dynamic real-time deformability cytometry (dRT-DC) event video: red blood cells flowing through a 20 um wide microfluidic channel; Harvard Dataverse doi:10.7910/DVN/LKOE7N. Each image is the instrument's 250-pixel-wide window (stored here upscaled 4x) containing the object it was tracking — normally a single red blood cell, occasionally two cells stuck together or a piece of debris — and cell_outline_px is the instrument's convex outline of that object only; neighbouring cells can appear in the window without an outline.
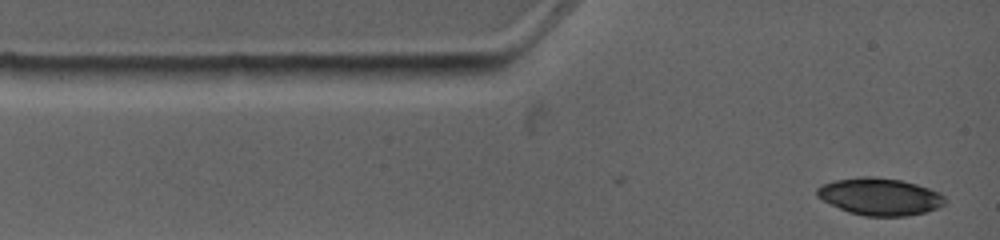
{"species": "common noctule bat (a hibernating species)", "species_latin": "Nyctalus noctula", "temperature_condition": "warm", "stored_images_in_passage": 2, "camera_frame_rate_fps": 4500, "um_per_image_px": 0.085, "animal": {"sex": "female", "body_mass_g": 19.0, "forearm_length_mm": 53.3}, "frame": {"image": 1, "passage_image": 2, "time_ms": 0.667, "image_size_px": [1000, 240], "cell_outline_px": [[944, 204], [936, 208], [924, 212], [908, 216], [864, 216], [848, 212], [816, 196], [816, 188], [820, 184], [832, 180], [860, 176], [876, 176], [900, 180], [916, 184], [940, 192], [944, 196]], "centroid_in_image_um": [74.74, 16.69], "position_along_channel_um": 10.3, "area_um2": 27.8}}